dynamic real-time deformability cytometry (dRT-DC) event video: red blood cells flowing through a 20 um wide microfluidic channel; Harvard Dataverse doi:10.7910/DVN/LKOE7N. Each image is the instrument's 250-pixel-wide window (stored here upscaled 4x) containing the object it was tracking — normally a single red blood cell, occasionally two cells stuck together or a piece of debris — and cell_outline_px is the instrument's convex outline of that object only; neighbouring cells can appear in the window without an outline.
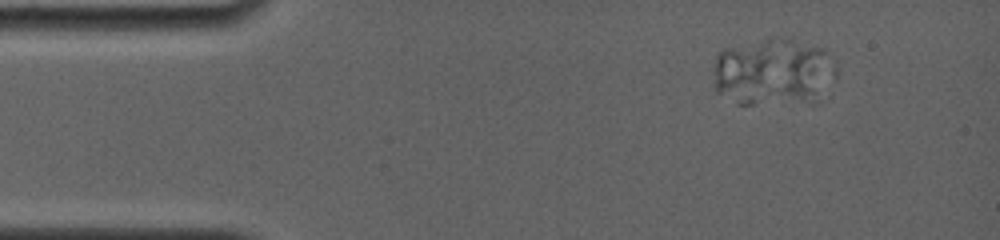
{"species": "common noctule bat (a hibernating species)", "species_latin": "Nyctalus noctula", "temperature_condition": "room temperature", "stored_images_in_passage": 4, "camera_frame_rate_fps": 4000, "um_per_image_px": 0.085, "animal": {"sex": "female", "body_mass_g": 19.0, "forearm_length_mm": 56.7}, "frame": {"image": 1, "passage_image": 4, "time_ms": 0.75, "image_size_px": [1000, 240], "cell_outline_px": [[824, 52], [808, 88], [800, 96], [784, 88], [784, 36], [820, 48]], "centroid_in_image_um": [67.99, 5.51], "position_along_channel_um": 17.0, "area_um2": 11.68}}